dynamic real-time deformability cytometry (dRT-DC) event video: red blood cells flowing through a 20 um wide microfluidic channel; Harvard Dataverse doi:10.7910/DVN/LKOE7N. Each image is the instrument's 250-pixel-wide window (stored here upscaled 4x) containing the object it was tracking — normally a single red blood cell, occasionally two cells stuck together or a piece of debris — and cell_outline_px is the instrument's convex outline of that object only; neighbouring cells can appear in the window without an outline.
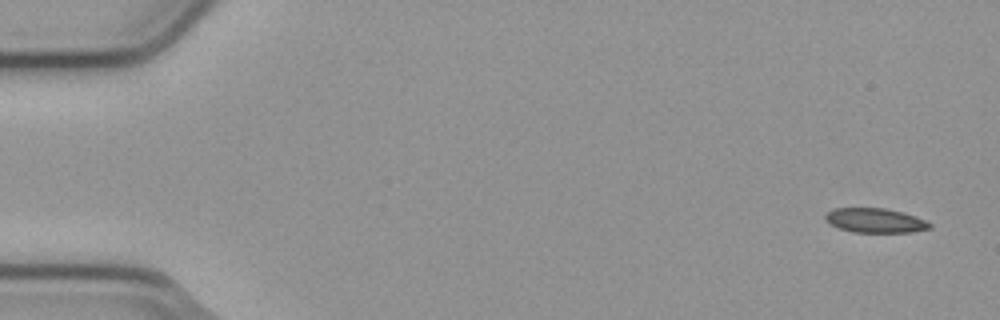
{"species": "common noctule bat (a hibernating species)", "species_latin": "Nyctalus noctula", "temperature_condition": "cold", "stored_images_in_passage": 54, "segment_of_instrument_passage": [1, 2], "camera_frame_rate_fps": 3000, "um_per_image_px": 0.085, "animal": {"sex": "male", "body_mass_g": 23.1, "forearm_length_mm": 52.7}, "frame": {"image": 1, "passage_image": 1, "time_ms": 0.0, "image_size_px": [1000, 320], "cell_outline_px": [[932, 228], [912, 232], [852, 232], [840, 228], [824, 220], [824, 216], [832, 208], [884, 208], [916, 216], [932, 224]], "centroid_in_image_um": [74.39, 18.74], "position_along_channel_um": 10.6, "area_um2": 14.8}}
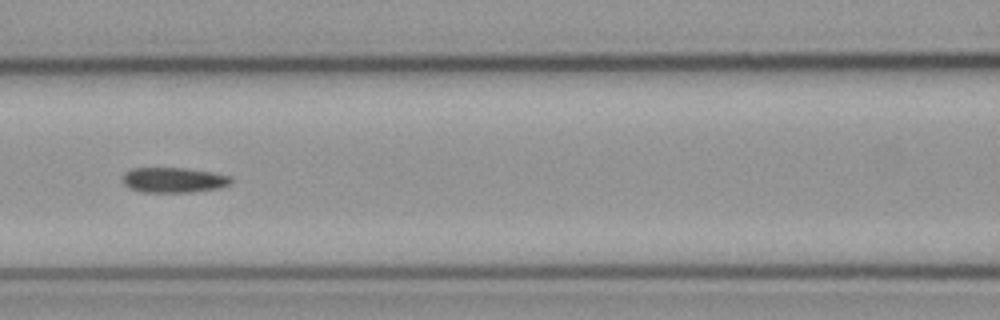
{"frame": {"image": 2, "passage_image": 23, "time_ms": 7.333, "image_size_px": [1000, 320], "cell_outline_px": [[232, 184], [220, 188], [192, 192], [144, 192], [128, 188], [124, 184], [124, 172], [132, 168], [184, 168], [212, 172], [232, 176]], "centroid_in_image_um": [14.8, 15.3], "position_along_channel_um": 151.8, "area_um2": 16.01}}
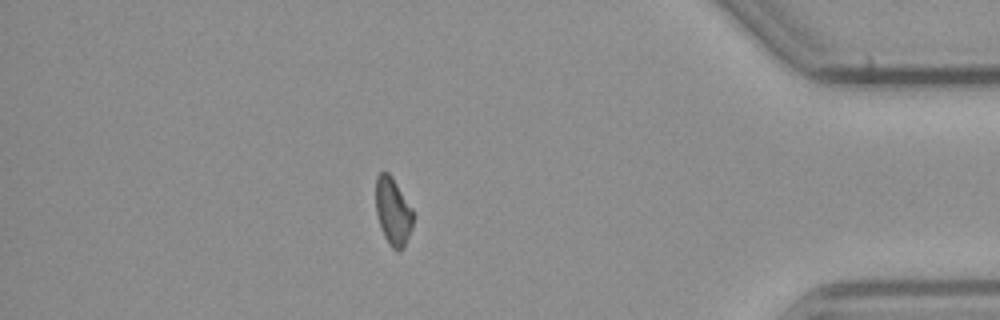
{"frame": {"image": 3, "passage_image": 46, "time_ms": 15.0, "image_size_px": [1000, 320], "cell_outline_px": [[412, 228], [400, 252], [396, 252], [392, 248], [384, 236], [376, 212], [376, 176], [380, 172], [388, 172], [392, 176], [412, 208]], "centroid_in_image_um": [33.39, 17.95], "position_along_channel_um": 401.8, "area_um2": 14.51}}